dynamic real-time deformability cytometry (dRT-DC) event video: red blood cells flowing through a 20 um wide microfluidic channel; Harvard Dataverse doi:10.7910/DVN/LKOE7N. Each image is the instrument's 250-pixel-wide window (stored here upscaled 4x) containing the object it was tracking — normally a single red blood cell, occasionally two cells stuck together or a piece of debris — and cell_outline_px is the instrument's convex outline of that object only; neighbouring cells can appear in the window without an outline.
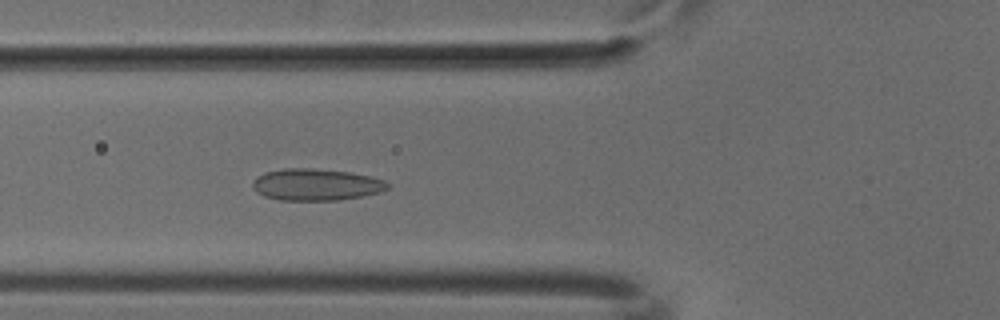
{"species": "common noctule bat (a hibernating species)", "species_latin": "Nyctalus noctula", "temperature_condition": "cold", "stored_images_in_passage": 37, "camera_frame_rate_fps": 3000, "um_per_image_px": 0.085, "animal": {"sex": "male", "body_mass_g": 18.8}, "frame": {"image": 1, "passage_image": 9, "time_ms": 2.667, "image_size_px": [1000, 320], "cell_outline_px": [[388, 188], [380, 192], [340, 200], [280, 200], [264, 196], [256, 192], [252, 188], [252, 180], [264, 172], [284, 168], [312, 168], [348, 172], [368, 176], [384, 180], [388, 184]], "centroid_in_image_um": [26.81, 15.69], "position_along_channel_um": 99.0, "area_um2": 24.91}}
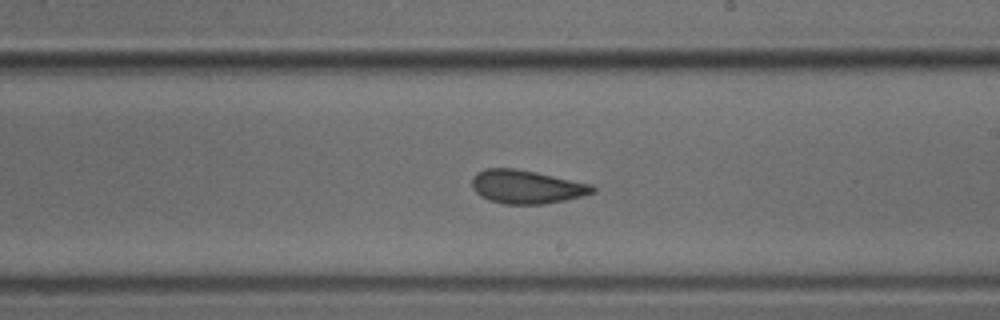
{"frame": {"image": 2, "passage_image": 20, "time_ms": 6.333, "image_size_px": [1000, 320], "cell_outline_px": [[596, 192], [564, 200], [544, 204], [504, 204], [488, 200], [480, 196], [472, 188], [472, 180], [476, 172], [484, 168], [512, 168], [536, 172], [592, 184], [596, 188]], "centroid_in_image_um": [44.73, 15.88], "position_along_channel_um": 244.3, "area_um2": 23.58}}
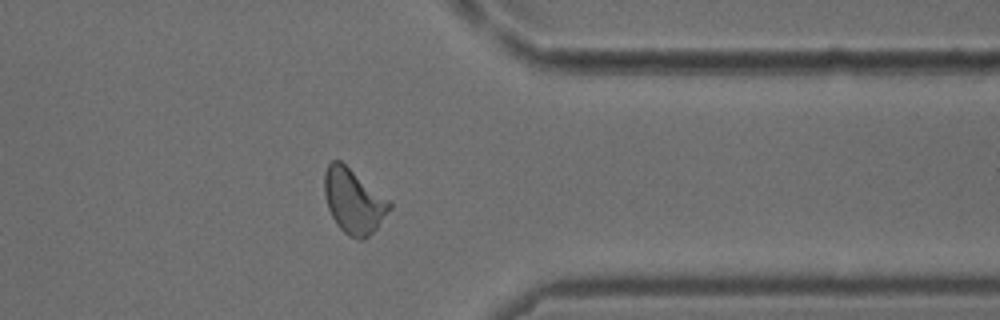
{"frame": {"image": 3, "passage_image": 31, "time_ms": 10.0, "image_size_px": [1000, 320], "cell_outline_px": [[392, 208], [376, 228], [364, 240], [360, 240], [348, 236], [336, 224], [328, 208], [324, 192], [324, 172], [328, 164], [332, 160], [340, 160], [388, 200], [392, 204]], "centroid_in_image_um": [30.03, 17.11], "position_along_channel_um": 381.4, "area_um2": 24.22}}